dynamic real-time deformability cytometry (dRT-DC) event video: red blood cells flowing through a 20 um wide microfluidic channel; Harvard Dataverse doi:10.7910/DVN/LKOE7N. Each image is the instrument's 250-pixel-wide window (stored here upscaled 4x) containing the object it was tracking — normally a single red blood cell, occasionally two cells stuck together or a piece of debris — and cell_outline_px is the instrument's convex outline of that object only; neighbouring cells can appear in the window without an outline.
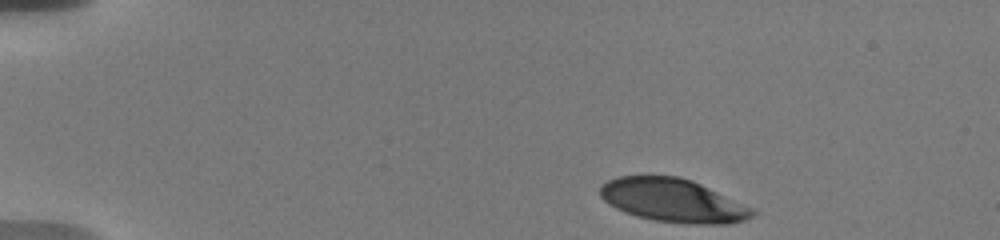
{"species": "human", "species_latin": "Homo sapiens", "temperature_condition": "warm", "stored_images_in_passage": 9, "camera_frame_rate_fps": 3000, "um_per_image_px": 0.085, "donor": {"sex": "male"}, "frame": {"image": 1, "passage_image": 1, "time_ms": 0.0, "image_size_px": [1000, 240], "cell_outline_px": [[760, 212], [744, 220], [728, 224], [696, 224], [656, 220], [636, 216], [624, 212], [616, 208], [604, 200], [600, 196], [600, 184], [616, 176], [680, 176], [692, 180], [756, 208]], "centroid_in_image_um": [57.25, 17.03], "position_along_channel_um": 27.7, "area_um2": 38.78}}